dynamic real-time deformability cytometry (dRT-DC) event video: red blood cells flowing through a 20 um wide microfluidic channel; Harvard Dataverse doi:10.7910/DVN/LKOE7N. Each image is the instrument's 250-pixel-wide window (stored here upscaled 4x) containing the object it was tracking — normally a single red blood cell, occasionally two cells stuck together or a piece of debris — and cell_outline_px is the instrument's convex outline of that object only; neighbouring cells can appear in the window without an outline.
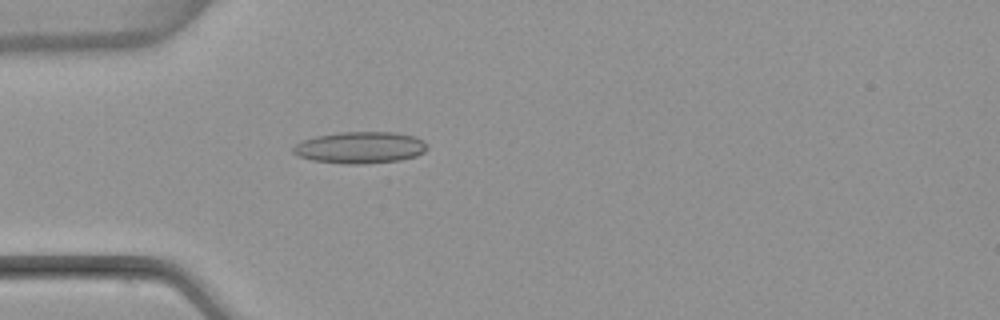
{"species": "common noctule bat (a hibernating species)", "species_latin": "Nyctalus noctula", "temperature_condition": "warm", "stored_images_in_passage": 1, "camera_frame_rate_fps": 3000, "um_per_image_px": 0.085, "animal": {"sex": "female", "body_mass_g": 22.7, "forearm_length_mm": 54.2}, "frame": {"image": 1, "passage_image": 1, "time_ms": 0.0, "image_size_px": [1000, 320], "cell_outline_px": [[428, 148], [424, 152], [416, 156], [400, 160], [364, 164], [344, 164], [312, 160], [300, 156], [292, 152], [292, 148], [296, 144], [304, 140], [316, 136], [340, 132], [396, 132], [416, 136], [424, 140], [428, 144]], "centroid_in_image_um": [30.66, 12.54], "position_along_channel_um": 54.3, "area_um2": 24.91}}